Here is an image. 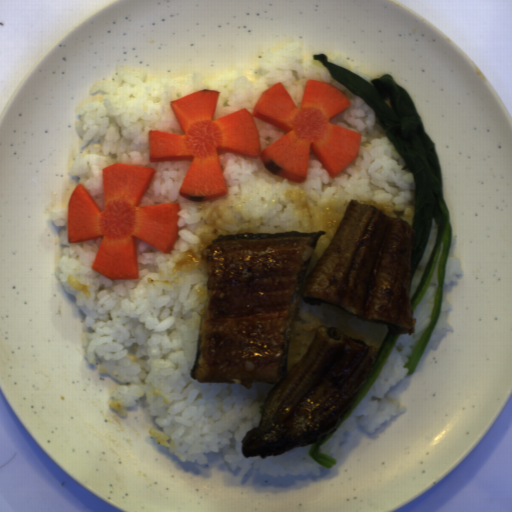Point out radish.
<instances>
[{
  "instance_id": "2",
  "label": "radish",
  "mask_w": 512,
  "mask_h": 512,
  "mask_svg": "<svg viewBox=\"0 0 512 512\" xmlns=\"http://www.w3.org/2000/svg\"><path fill=\"white\" fill-rule=\"evenodd\" d=\"M155 173L115 162L101 170V208L81 183L67 205L69 244L99 240L91 270L112 281L139 279L134 241L166 255L179 236V203L140 206Z\"/></svg>"
},
{
  "instance_id": "1",
  "label": "radish",
  "mask_w": 512,
  "mask_h": 512,
  "mask_svg": "<svg viewBox=\"0 0 512 512\" xmlns=\"http://www.w3.org/2000/svg\"><path fill=\"white\" fill-rule=\"evenodd\" d=\"M219 94L200 89L168 103L181 135L149 131L150 163H189L178 194L194 204L229 191L222 154L261 160L274 175L300 184L307 179L310 155L332 178L358 158L361 131L332 121L351 103L334 84L307 79L297 107L279 81L260 93L252 111L241 107L213 119ZM255 117L288 133L262 151Z\"/></svg>"
}]
</instances>
